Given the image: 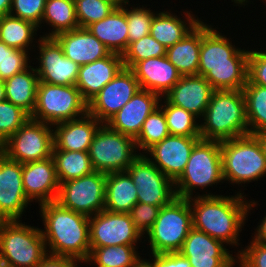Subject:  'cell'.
Masks as SVG:
<instances>
[{"instance_id":"cell-12","label":"cell","mask_w":266,"mask_h":267,"mask_svg":"<svg viewBox=\"0 0 266 267\" xmlns=\"http://www.w3.org/2000/svg\"><path fill=\"white\" fill-rule=\"evenodd\" d=\"M106 174L98 171L63 182L56 202L88 217L105 210Z\"/></svg>"},{"instance_id":"cell-1","label":"cell","mask_w":266,"mask_h":267,"mask_svg":"<svg viewBox=\"0 0 266 267\" xmlns=\"http://www.w3.org/2000/svg\"><path fill=\"white\" fill-rule=\"evenodd\" d=\"M205 193L189 198L192 227L225 245L238 247L240 232L248 219L246 217L251 214L250 210L259 205L258 201L246 200L241 190L234 196Z\"/></svg>"},{"instance_id":"cell-22","label":"cell","mask_w":266,"mask_h":267,"mask_svg":"<svg viewBox=\"0 0 266 267\" xmlns=\"http://www.w3.org/2000/svg\"><path fill=\"white\" fill-rule=\"evenodd\" d=\"M213 87L199 75L181 76L164 98L173 105L182 107L200 120L210 103Z\"/></svg>"},{"instance_id":"cell-55","label":"cell","mask_w":266,"mask_h":267,"mask_svg":"<svg viewBox=\"0 0 266 267\" xmlns=\"http://www.w3.org/2000/svg\"><path fill=\"white\" fill-rule=\"evenodd\" d=\"M106 1L111 2L116 7H122L125 4H128L129 3V0H106Z\"/></svg>"},{"instance_id":"cell-13","label":"cell","mask_w":266,"mask_h":267,"mask_svg":"<svg viewBox=\"0 0 266 267\" xmlns=\"http://www.w3.org/2000/svg\"><path fill=\"white\" fill-rule=\"evenodd\" d=\"M126 171L137 188L138 202L164 207L177 197L174 182L144 154H139Z\"/></svg>"},{"instance_id":"cell-45","label":"cell","mask_w":266,"mask_h":267,"mask_svg":"<svg viewBox=\"0 0 266 267\" xmlns=\"http://www.w3.org/2000/svg\"><path fill=\"white\" fill-rule=\"evenodd\" d=\"M161 207L137 202L130 210L129 214L134 223L135 228L144 237L146 233L151 229L155 220L158 218V214Z\"/></svg>"},{"instance_id":"cell-15","label":"cell","mask_w":266,"mask_h":267,"mask_svg":"<svg viewBox=\"0 0 266 267\" xmlns=\"http://www.w3.org/2000/svg\"><path fill=\"white\" fill-rule=\"evenodd\" d=\"M141 89L131 69L123 67L100 92L88 102V114L105 124Z\"/></svg>"},{"instance_id":"cell-53","label":"cell","mask_w":266,"mask_h":267,"mask_svg":"<svg viewBox=\"0 0 266 267\" xmlns=\"http://www.w3.org/2000/svg\"><path fill=\"white\" fill-rule=\"evenodd\" d=\"M6 100L4 80L0 79V102Z\"/></svg>"},{"instance_id":"cell-21","label":"cell","mask_w":266,"mask_h":267,"mask_svg":"<svg viewBox=\"0 0 266 267\" xmlns=\"http://www.w3.org/2000/svg\"><path fill=\"white\" fill-rule=\"evenodd\" d=\"M161 97L151 91L139 89L105 124L114 131L133 137L139 135L144 121L159 107Z\"/></svg>"},{"instance_id":"cell-19","label":"cell","mask_w":266,"mask_h":267,"mask_svg":"<svg viewBox=\"0 0 266 267\" xmlns=\"http://www.w3.org/2000/svg\"><path fill=\"white\" fill-rule=\"evenodd\" d=\"M200 139L201 137L169 135L149 148L144 155L175 182L184 171L191 151Z\"/></svg>"},{"instance_id":"cell-34","label":"cell","mask_w":266,"mask_h":267,"mask_svg":"<svg viewBox=\"0 0 266 267\" xmlns=\"http://www.w3.org/2000/svg\"><path fill=\"white\" fill-rule=\"evenodd\" d=\"M137 245H117L90 248L88 259L84 263H93L97 267H135L141 260Z\"/></svg>"},{"instance_id":"cell-8","label":"cell","mask_w":266,"mask_h":267,"mask_svg":"<svg viewBox=\"0 0 266 267\" xmlns=\"http://www.w3.org/2000/svg\"><path fill=\"white\" fill-rule=\"evenodd\" d=\"M192 228L189 199L176 197L161 207L158 218L146 233L151 254L179 252Z\"/></svg>"},{"instance_id":"cell-54","label":"cell","mask_w":266,"mask_h":267,"mask_svg":"<svg viewBox=\"0 0 266 267\" xmlns=\"http://www.w3.org/2000/svg\"><path fill=\"white\" fill-rule=\"evenodd\" d=\"M135 267H154L150 262L149 259L147 260L146 258H142Z\"/></svg>"},{"instance_id":"cell-6","label":"cell","mask_w":266,"mask_h":267,"mask_svg":"<svg viewBox=\"0 0 266 267\" xmlns=\"http://www.w3.org/2000/svg\"><path fill=\"white\" fill-rule=\"evenodd\" d=\"M223 181L220 142L200 139L193 147L181 176L174 182L176 196L193 198L195 188L205 190Z\"/></svg>"},{"instance_id":"cell-18","label":"cell","mask_w":266,"mask_h":267,"mask_svg":"<svg viewBox=\"0 0 266 267\" xmlns=\"http://www.w3.org/2000/svg\"><path fill=\"white\" fill-rule=\"evenodd\" d=\"M230 252L233 251L223 242L193 227L179 251L187 257L191 267H234L237 255L233 257Z\"/></svg>"},{"instance_id":"cell-16","label":"cell","mask_w":266,"mask_h":267,"mask_svg":"<svg viewBox=\"0 0 266 267\" xmlns=\"http://www.w3.org/2000/svg\"><path fill=\"white\" fill-rule=\"evenodd\" d=\"M37 41L39 58H36V62L39 67L35 66V70L39 82L62 86L75 85L79 65L64 55L62 47L53 37H39Z\"/></svg>"},{"instance_id":"cell-20","label":"cell","mask_w":266,"mask_h":267,"mask_svg":"<svg viewBox=\"0 0 266 267\" xmlns=\"http://www.w3.org/2000/svg\"><path fill=\"white\" fill-rule=\"evenodd\" d=\"M22 182L30 202L56 201L60 183L53 157L22 164Z\"/></svg>"},{"instance_id":"cell-29","label":"cell","mask_w":266,"mask_h":267,"mask_svg":"<svg viewBox=\"0 0 266 267\" xmlns=\"http://www.w3.org/2000/svg\"><path fill=\"white\" fill-rule=\"evenodd\" d=\"M202 20L185 37L166 48L167 59L182 76L198 75Z\"/></svg>"},{"instance_id":"cell-31","label":"cell","mask_w":266,"mask_h":267,"mask_svg":"<svg viewBox=\"0 0 266 267\" xmlns=\"http://www.w3.org/2000/svg\"><path fill=\"white\" fill-rule=\"evenodd\" d=\"M38 83L35 67L30 65L27 69L4 80L6 101L20 107L31 116L36 105Z\"/></svg>"},{"instance_id":"cell-52","label":"cell","mask_w":266,"mask_h":267,"mask_svg":"<svg viewBox=\"0 0 266 267\" xmlns=\"http://www.w3.org/2000/svg\"><path fill=\"white\" fill-rule=\"evenodd\" d=\"M254 135L257 137L259 143L261 144L263 153H264V155L266 157V131L258 132V133L254 134Z\"/></svg>"},{"instance_id":"cell-43","label":"cell","mask_w":266,"mask_h":267,"mask_svg":"<svg viewBox=\"0 0 266 267\" xmlns=\"http://www.w3.org/2000/svg\"><path fill=\"white\" fill-rule=\"evenodd\" d=\"M30 116L9 101L0 102V146L13 135Z\"/></svg>"},{"instance_id":"cell-9","label":"cell","mask_w":266,"mask_h":267,"mask_svg":"<svg viewBox=\"0 0 266 267\" xmlns=\"http://www.w3.org/2000/svg\"><path fill=\"white\" fill-rule=\"evenodd\" d=\"M88 113V103L76 85H54L39 82L36 105L32 119L55 125L64 121L75 120Z\"/></svg>"},{"instance_id":"cell-44","label":"cell","mask_w":266,"mask_h":267,"mask_svg":"<svg viewBox=\"0 0 266 267\" xmlns=\"http://www.w3.org/2000/svg\"><path fill=\"white\" fill-rule=\"evenodd\" d=\"M45 4L46 0H12L9 14L39 26L42 21Z\"/></svg>"},{"instance_id":"cell-3","label":"cell","mask_w":266,"mask_h":267,"mask_svg":"<svg viewBox=\"0 0 266 267\" xmlns=\"http://www.w3.org/2000/svg\"><path fill=\"white\" fill-rule=\"evenodd\" d=\"M39 206L47 253L73 257L84 263L90 254L89 217L56 201Z\"/></svg>"},{"instance_id":"cell-14","label":"cell","mask_w":266,"mask_h":267,"mask_svg":"<svg viewBox=\"0 0 266 267\" xmlns=\"http://www.w3.org/2000/svg\"><path fill=\"white\" fill-rule=\"evenodd\" d=\"M90 248L137 245L143 236L129 213L103 210L89 217Z\"/></svg>"},{"instance_id":"cell-17","label":"cell","mask_w":266,"mask_h":267,"mask_svg":"<svg viewBox=\"0 0 266 267\" xmlns=\"http://www.w3.org/2000/svg\"><path fill=\"white\" fill-rule=\"evenodd\" d=\"M31 202L22 182V164L0 151V221L21 220Z\"/></svg>"},{"instance_id":"cell-56","label":"cell","mask_w":266,"mask_h":267,"mask_svg":"<svg viewBox=\"0 0 266 267\" xmlns=\"http://www.w3.org/2000/svg\"><path fill=\"white\" fill-rule=\"evenodd\" d=\"M232 2H234V4H238L237 6L241 5V6H246V3L249 2L248 0H232Z\"/></svg>"},{"instance_id":"cell-2","label":"cell","mask_w":266,"mask_h":267,"mask_svg":"<svg viewBox=\"0 0 266 267\" xmlns=\"http://www.w3.org/2000/svg\"><path fill=\"white\" fill-rule=\"evenodd\" d=\"M232 44L219 30L202 21L198 75L214 90H243L246 85L250 50Z\"/></svg>"},{"instance_id":"cell-47","label":"cell","mask_w":266,"mask_h":267,"mask_svg":"<svg viewBox=\"0 0 266 267\" xmlns=\"http://www.w3.org/2000/svg\"><path fill=\"white\" fill-rule=\"evenodd\" d=\"M247 72V79L251 83L266 87V50H250Z\"/></svg>"},{"instance_id":"cell-7","label":"cell","mask_w":266,"mask_h":267,"mask_svg":"<svg viewBox=\"0 0 266 267\" xmlns=\"http://www.w3.org/2000/svg\"><path fill=\"white\" fill-rule=\"evenodd\" d=\"M21 221H0V255L7 267H37L47 254L41 229Z\"/></svg>"},{"instance_id":"cell-48","label":"cell","mask_w":266,"mask_h":267,"mask_svg":"<svg viewBox=\"0 0 266 267\" xmlns=\"http://www.w3.org/2000/svg\"><path fill=\"white\" fill-rule=\"evenodd\" d=\"M149 262L154 267H191L187 257L179 252L152 254Z\"/></svg>"},{"instance_id":"cell-42","label":"cell","mask_w":266,"mask_h":267,"mask_svg":"<svg viewBox=\"0 0 266 267\" xmlns=\"http://www.w3.org/2000/svg\"><path fill=\"white\" fill-rule=\"evenodd\" d=\"M29 52L8 47L0 41V79L6 80L27 69L30 64Z\"/></svg>"},{"instance_id":"cell-35","label":"cell","mask_w":266,"mask_h":267,"mask_svg":"<svg viewBox=\"0 0 266 267\" xmlns=\"http://www.w3.org/2000/svg\"><path fill=\"white\" fill-rule=\"evenodd\" d=\"M52 157L60 184L94 171L88 151L52 150Z\"/></svg>"},{"instance_id":"cell-10","label":"cell","mask_w":266,"mask_h":267,"mask_svg":"<svg viewBox=\"0 0 266 267\" xmlns=\"http://www.w3.org/2000/svg\"><path fill=\"white\" fill-rule=\"evenodd\" d=\"M135 139L114 131L106 124L97 130L88 153L94 171L109 174L126 171L139 155Z\"/></svg>"},{"instance_id":"cell-30","label":"cell","mask_w":266,"mask_h":267,"mask_svg":"<svg viewBox=\"0 0 266 267\" xmlns=\"http://www.w3.org/2000/svg\"><path fill=\"white\" fill-rule=\"evenodd\" d=\"M137 192L127 171L106 174L105 210L129 213L138 202Z\"/></svg>"},{"instance_id":"cell-40","label":"cell","mask_w":266,"mask_h":267,"mask_svg":"<svg viewBox=\"0 0 266 267\" xmlns=\"http://www.w3.org/2000/svg\"><path fill=\"white\" fill-rule=\"evenodd\" d=\"M76 17L80 28L103 20L117 7L106 0H74Z\"/></svg>"},{"instance_id":"cell-11","label":"cell","mask_w":266,"mask_h":267,"mask_svg":"<svg viewBox=\"0 0 266 267\" xmlns=\"http://www.w3.org/2000/svg\"><path fill=\"white\" fill-rule=\"evenodd\" d=\"M53 146V126L30 117L0 146V151L24 164L51 157Z\"/></svg>"},{"instance_id":"cell-50","label":"cell","mask_w":266,"mask_h":267,"mask_svg":"<svg viewBox=\"0 0 266 267\" xmlns=\"http://www.w3.org/2000/svg\"><path fill=\"white\" fill-rule=\"evenodd\" d=\"M260 223L255 229V234L252 239V241L259 242L261 244L266 245V215L263 217V219H260Z\"/></svg>"},{"instance_id":"cell-23","label":"cell","mask_w":266,"mask_h":267,"mask_svg":"<svg viewBox=\"0 0 266 267\" xmlns=\"http://www.w3.org/2000/svg\"><path fill=\"white\" fill-rule=\"evenodd\" d=\"M62 47L64 55L82 66L108 56L110 50L87 28H76L53 37Z\"/></svg>"},{"instance_id":"cell-27","label":"cell","mask_w":266,"mask_h":267,"mask_svg":"<svg viewBox=\"0 0 266 267\" xmlns=\"http://www.w3.org/2000/svg\"><path fill=\"white\" fill-rule=\"evenodd\" d=\"M190 12L192 11L183 12L185 13V16L183 15L185 20L171 11L168 12V10L156 11L151 23L150 35L166 48L173 46L181 41L201 21Z\"/></svg>"},{"instance_id":"cell-4","label":"cell","mask_w":266,"mask_h":267,"mask_svg":"<svg viewBox=\"0 0 266 267\" xmlns=\"http://www.w3.org/2000/svg\"><path fill=\"white\" fill-rule=\"evenodd\" d=\"M246 134L249 130L243 90H214L201 119V139L222 142Z\"/></svg>"},{"instance_id":"cell-5","label":"cell","mask_w":266,"mask_h":267,"mask_svg":"<svg viewBox=\"0 0 266 267\" xmlns=\"http://www.w3.org/2000/svg\"><path fill=\"white\" fill-rule=\"evenodd\" d=\"M220 148L224 182L240 186L266 176V157L255 135L222 141Z\"/></svg>"},{"instance_id":"cell-41","label":"cell","mask_w":266,"mask_h":267,"mask_svg":"<svg viewBox=\"0 0 266 267\" xmlns=\"http://www.w3.org/2000/svg\"><path fill=\"white\" fill-rule=\"evenodd\" d=\"M124 5V12L126 14V21L128 24V46L130 43L141 39L143 36L150 34L151 23L155 12L150 10L151 8L142 7H130ZM146 8V9H145Z\"/></svg>"},{"instance_id":"cell-26","label":"cell","mask_w":266,"mask_h":267,"mask_svg":"<svg viewBox=\"0 0 266 267\" xmlns=\"http://www.w3.org/2000/svg\"><path fill=\"white\" fill-rule=\"evenodd\" d=\"M122 55L110 53L92 63L79 66L76 87L88 103L123 68Z\"/></svg>"},{"instance_id":"cell-46","label":"cell","mask_w":266,"mask_h":267,"mask_svg":"<svg viewBox=\"0 0 266 267\" xmlns=\"http://www.w3.org/2000/svg\"><path fill=\"white\" fill-rule=\"evenodd\" d=\"M236 254L238 267H266V245L264 244L251 240Z\"/></svg>"},{"instance_id":"cell-24","label":"cell","mask_w":266,"mask_h":267,"mask_svg":"<svg viewBox=\"0 0 266 267\" xmlns=\"http://www.w3.org/2000/svg\"><path fill=\"white\" fill-rule=\"evenodd\" d=\"M131 70L141 89L151 91L162 98L182 76L166 56L139 61Z\"/></svg>"},{"instance_id":"cell-39","label":"cell","mask_w":266,"mask_h":267,"mask_svg":"<svg viewBox=\"0 0 266 267\" xmlns=\"http://www.w3.org/2000/svg\"><path fill=\"white\" fill-rule=\"evenodd\" d=\"M162 56H166V47L148 34L129 44L122 54L123 66L132 69L139 61Z\"/></svg>"},{"instance_id":"cell-32","label":"cell","mask_w":266,"mask_h":267,"mask_svg":"<svg viewBox=\"0 0 266 267\" xmlns=\"http://www.w3.org/2000/svg\"><path fill=\"white\" fill-rule=\"evenodd\" d=\"M42 23H47L46 25H50L49 27L52 29L49 34L45 33L41 37H54L61 32L79 28L74 0H46L42 21L38 29L42 27Z\"/></svg>"},{"instance_id":"cell-38","label":"cell","mask_w":266,"mask_h":267,"mask_svg":"<svg viewBox=\"0 0 266 267\" xmlns=\"http://www.w3.org/2000/svg\"><path fill=\"white\" fill-rule=\"evenodd\" d=\"M169 135L166 117L163 109L159 106L147 117L139 135L135 138L137 151L142 150L141 154H144L149 148Z\"/></svg>"},{"instance_id":"cell-36","label":"cell","mask_w":266,"mask_h":267,"mask_svg":"<svg viewBox=\"0 0 266 267\" xmlns=\"http://www.w3.org/2000/svg\"><path fill=\"white\" fill-rule=\"evenodd\" d=\"M249 134L266 131V87L248 79L243 88Z\"/></svg>"},{"instance_id":"cell-51","label":"cell","mask_w":266,"mask_h":267,"mask_svg":"<svg viewBox=\"0 0 266 267\" xmlns=\"http://www.w3.org/2000/svg\"><path fill=\"white\" fill-rule=\"evenodd\" d=\"M12 6V0H0V15H8Z\"/></svg>"},{"instance_id":"cell-28","label":"cell","mask_w":266,"mask_h":267,"mask_svg":"<svg viewBox=\"0 0 266 267\" xmlns=\"http://www.w3.org/2000/svg\"><path fill=\"white\" fill-rule=\"evenodd\" d=\"M87 29L112 53L122 55L128 48V24L124 6L117 7L103 20L89 25Z\"/></svg>"},{"instance_id":"cell-49","label":"cell","mask_w":266,"mask_h":267,"mask_svg":"<svg viewBox=\"0 0 266 267\" xmlns=\"http://www.w3.org/2000/svg\"><path fill=\"white\" fill-rule=\"evenodd\" d=\"M82 261L68 256L47 253L37 267H79Z\"/></svg>"},{"instance_id":"cell-37","label":"cell","mask_w":266,"mask_h":267,"mask_svg":"<svg viewBox=\"0 0 266 267\" xmlns=\"http://www.w3.org/2000/svg\"><path fill=\"white\" fill-rule=\"evenodd\" d=\"M159 106L163 109L170 135L200 137V120L196 116L182 107L170 104L164 97H161Z\"/></svg>"},{"instance_id":"cell-33","label":"cell","mask_w":266,"mask_h":267,"mask_svg":"<svg viewBox=\"0 0 266 267\" xmlns=\"http://www.w3.org/2000/svg\"><path fill=\"white\" fill-rule=\"evenodd\" d=\"M38 30V26L28 20L4 15L0 23V41L8 47L29 52L32 44L36 47L33 40Z\"/></svg>"},{"instance_id":"cell-25","label":"cell","mask_w":266,"mask_h":267,"mask_svg":"<svg viewBox=\"0 0 266 267\" xmlns=\"http://www.w3.org/2000/svg\"><path fill=\"white\" fill-rule=\"evenodd\" d=\"M101 125V122L88 113L81 118L53 125L52 150L88 151Z\"/></svg>"},{"instance_id":"cell-57","label":"cell","mask_w":266,"mask_h":267,"mask_svg":"<svg viewBox=\"0 0 266 267\" xmlns=\"http://www.w3.org/2000/svg\"><path fill=\"white\" fill-rule=\"evenodd\" d=\"M0 267H7L6 261L2 258L1 255H0Z\"/></svg>"}]
</instances>
